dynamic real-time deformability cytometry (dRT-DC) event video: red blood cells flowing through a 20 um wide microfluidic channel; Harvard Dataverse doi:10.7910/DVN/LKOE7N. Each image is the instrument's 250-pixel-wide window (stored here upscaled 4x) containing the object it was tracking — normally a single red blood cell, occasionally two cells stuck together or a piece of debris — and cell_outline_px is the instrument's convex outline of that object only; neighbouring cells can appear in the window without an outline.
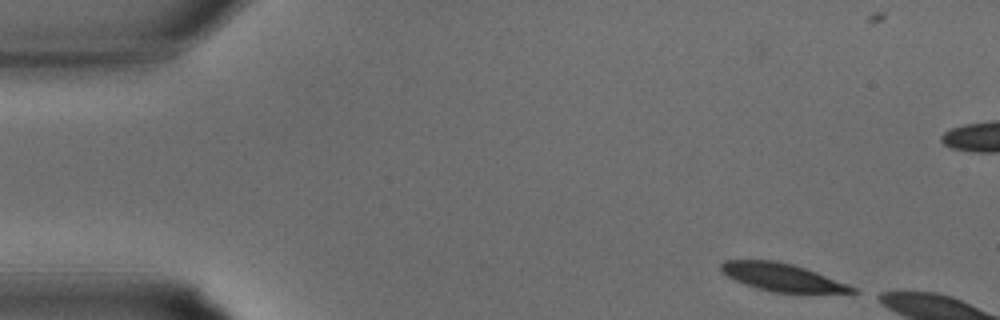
{"species": "common noctule bat (a hibernating species)", "species_latin": "Nyctalus noctula", "temperature_condition": "warm", "stored_images_in_passage": 4, "camera_frame_rate_fps": 3000, "um_per_image_px": 0.085, "animal": {"sex": "male", "body_mass_g": 15.6}, "frame": {"image": 1, "passage_image": 1, "time_ms": 0.0, "image_size_px": [1000, 320], "cell_outline_px": [[860, 292], [772, 292], [756, 288], [744, 284], [728, 276], [720, 268], [720, 264], [724, 260], [776, 260], [792, 264], [816, 272], [848, 284], [856, 288]], "centroid_in_image_um": [66.45, 23.55], "position_along_channel_um": 18.5, "area_um2": 20.87}}